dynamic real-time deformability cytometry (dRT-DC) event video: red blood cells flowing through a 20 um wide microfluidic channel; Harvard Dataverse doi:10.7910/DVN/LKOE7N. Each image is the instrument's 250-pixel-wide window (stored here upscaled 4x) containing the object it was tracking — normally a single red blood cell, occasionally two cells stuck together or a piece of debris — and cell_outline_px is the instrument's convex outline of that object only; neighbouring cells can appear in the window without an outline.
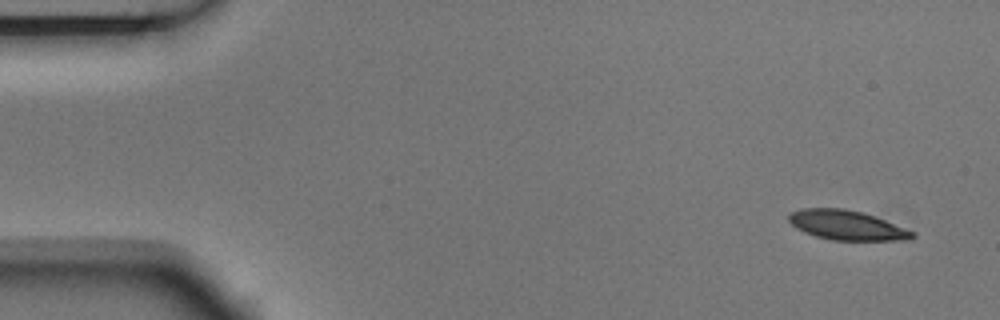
{"species": "Egyptian fruit bat (a non-hibernating species)", "species_latin": "Rousettus aegyptiacus", "temperature_condition": "room temperature", "stored_images_in_passage": 5, "camera_frame_rate_fps": 3000, "um_per_image_px": 0.085, "animal": {"sex": "male"}, "frame": {"image": 1, "passage_image": 1, "time_ms": 0.0, "image_size_px": [1000, 320], "cell_outline_px": [[916, 236], [908, 240], [832, 240], [816, 236], [804, 232], [796, 228], [788, 220], [788, 212], [800, 208], [844, 208], [860, 212], [884, 220], [912, 232]], "centroid_in_image_um": [71.89, 19.13], "position_along_channel_um": 13.1, "area_um2": 21.04}}
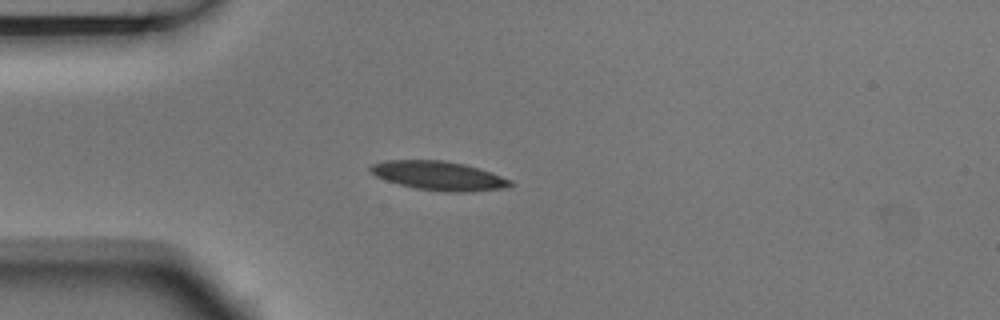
{"frame": {"image": 2, "passage_image": 4, "time_ms": 1.0, "image_size_px": [1000, 320], "cell_outline_px": [[516, 184], [508, 188], [468, 192], [444, 192], [416, 188], [400, 184], [376, 176], [368, 168], [372, 164], [384, 160], [444, 160], [464, 164], [480, 168], [512, 180]], "centroid_in_image_um": [37.36, 14.94], "position_along_channel_um": 47.6, "area_um2": 23.76}}